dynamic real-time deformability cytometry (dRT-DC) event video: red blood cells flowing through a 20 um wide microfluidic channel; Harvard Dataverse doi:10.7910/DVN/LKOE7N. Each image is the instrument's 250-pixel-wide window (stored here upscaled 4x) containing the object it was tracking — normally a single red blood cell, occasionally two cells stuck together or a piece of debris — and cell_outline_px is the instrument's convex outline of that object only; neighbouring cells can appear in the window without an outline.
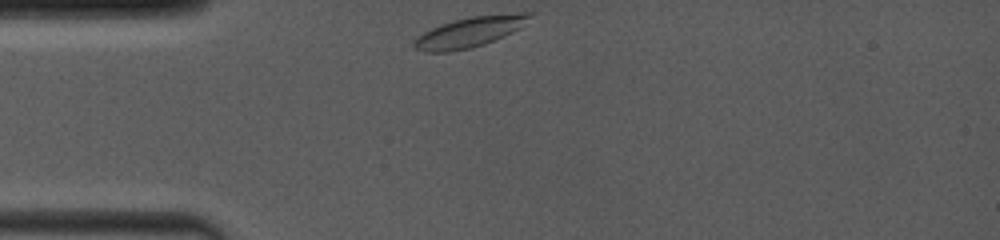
{"species": "common noctule bat (a hibernating species)", "species_latin": "Nyctalus noctula", "temperature_condition": "room temperature", "stored_images_in_passage": 34, "camera_frame_rate_fps": 4000, "um_per_image_px": 0.085, "animal": {"sex": "female", "body_mass_g": 19.0, "forearm_length_mm": 53.3}, "frame": {"image": 1, "passage_image": 1, "time_ms": 0.0, "image_size_px": [1000, 240], "cell_outline_px": [[536, 12], [520, 28], [504, 36], [484, 44], [472, 48], [448, 52], [424, 52], [416, 48], [412, 44], [416, 36], [440, 24], [452, 20], [472, 16], [516, 12]], "centroid_in_image_um": [39.94, 2.71], "position_along_channel_um": 45.1, "area_um2": 20.63}}
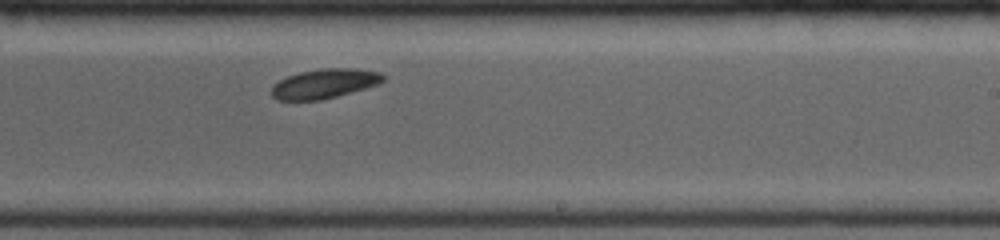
{"frame": {"image": 2, "passage_image": 22, "time_ms": 6.0, "image_size_px": [1000, 240], "cell_outline_px": [[384, 80], [380, 84], [336, 96], [320, 100], [276, 100], [272, 96], [272, 84], [288, 76], [300, 72], [324, 68], [352, 68], [380, 72], [384, 76]], "centroid_in_image_um": [27.57, 7.11], "position_along_channel_um": 261.4, "area_um2": 19.07}}
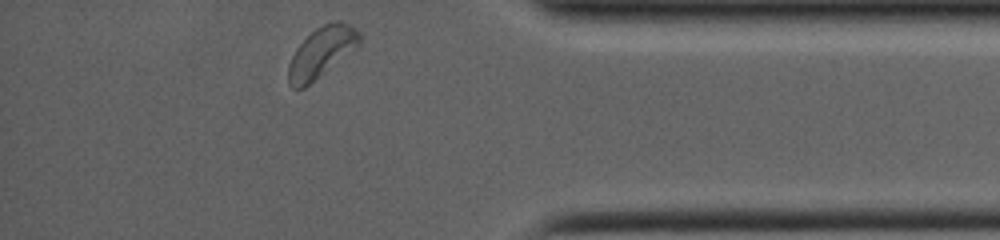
{"frame": {"image": 3, "passage_image": 34, "time_ms": 10.0, "image_size_px": [1000, 240], "cell_outline_px": [[360, 44], [304, 88], [292, 88], [288, 84], [288, 64], [296, 48], [316, 28], [324, 24], [336, 20], [340, 20], [348, 24], [360, 32]], "centroid_in_image_um": [27.3, 4.43], "position_along_channel_um": 407.9, "area_um2": 20.4}, "authors_computed_cell_mechanics": {"area_um2": 19.8254, "velocity_mm_per_s": 3.946, "shape_relaxation_time_tau1_ms": 1.8727, "shape_relaxation_time_tau2_ms": null, "deformation_change_tau1": 0.0515, "deformation_change_tau2": null}}